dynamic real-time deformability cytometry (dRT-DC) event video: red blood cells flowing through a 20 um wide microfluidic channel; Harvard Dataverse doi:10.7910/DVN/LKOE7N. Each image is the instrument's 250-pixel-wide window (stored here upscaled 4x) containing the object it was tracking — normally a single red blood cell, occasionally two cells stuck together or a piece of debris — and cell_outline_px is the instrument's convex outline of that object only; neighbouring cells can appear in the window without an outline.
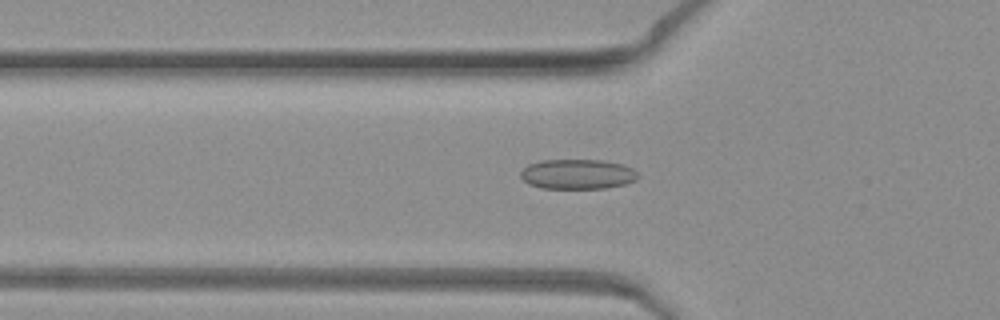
{"species": "common noctule bat (a hibernating species)", "species_latin": "Nyctalus noctula", "temperature_condition": "warm", "stored_images_in_passage": 49, "camera_frame_rate_fps": 3000, "um_per_image_px": 0.085, "animal": {"sex": "female", "body_mass_g": 19.3, "forearm_length_mm": 54.1}, "frame": {"image": 1, "passage_image": 17, "time_ms": 5.333, "image_size_px": [1000, 320], "cell_outline_px": [[640, 176], [636, 180], [624, 184], [604, 188], [540, 188], [528, 184], [520, 176], [520, 172], [528, 164], [540, 160], [604, 160], [624, 164], [632, 168]], "centroid_in_image_um": [49.09, 14.79], "position_along_channel_um": 76.7, "area_um2": 20.58}}
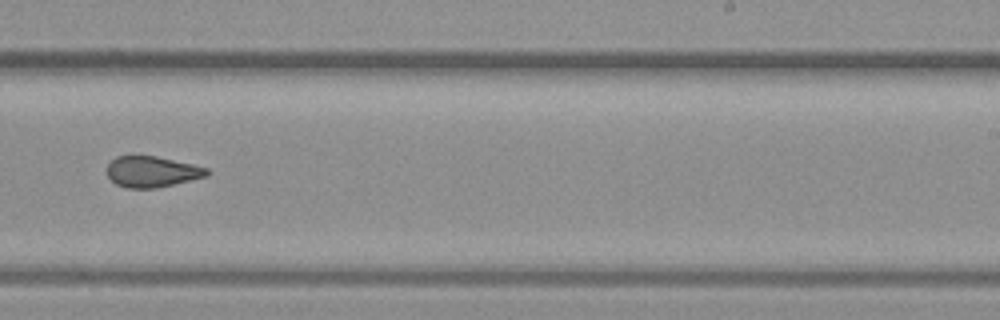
{"frame": {"image": 2, "passage_image": 31, "time_ms": 10.0, "image_size_px": [1000, 320], "cell_outline_px": [[212, 172], [208, 176], [156, 188], [128, 188], [116, 184], [108, 176], [108, 164], [116, 156], [156, 156], [192, 164], [208, 168]], "centroid_in_image_um": [12.95, 14.59], "position_along_channel_um": 276.0, "area_um2": 17.92}}
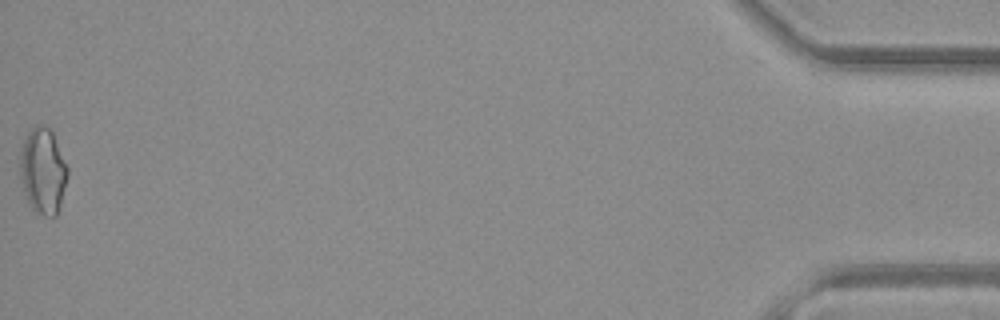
{"frame": {"image": 3, "passage_image": 49, "time_ms": 16.0, "image_size_px": [1000, 320], "cell_outline_px": [[68, 176], [60, 208], [56, 216], [44, 216], [36, 212], [28, 204], [24, 192], [20, 176], [20, 152], [24, 140], [28, 132], [36, 124], [44, 124], [52, 132], [68, 168]], "centroid_in_image_um": [3.65, 14.55], "position_along_channel_um": 431.6, "area_um2": 23.93}}